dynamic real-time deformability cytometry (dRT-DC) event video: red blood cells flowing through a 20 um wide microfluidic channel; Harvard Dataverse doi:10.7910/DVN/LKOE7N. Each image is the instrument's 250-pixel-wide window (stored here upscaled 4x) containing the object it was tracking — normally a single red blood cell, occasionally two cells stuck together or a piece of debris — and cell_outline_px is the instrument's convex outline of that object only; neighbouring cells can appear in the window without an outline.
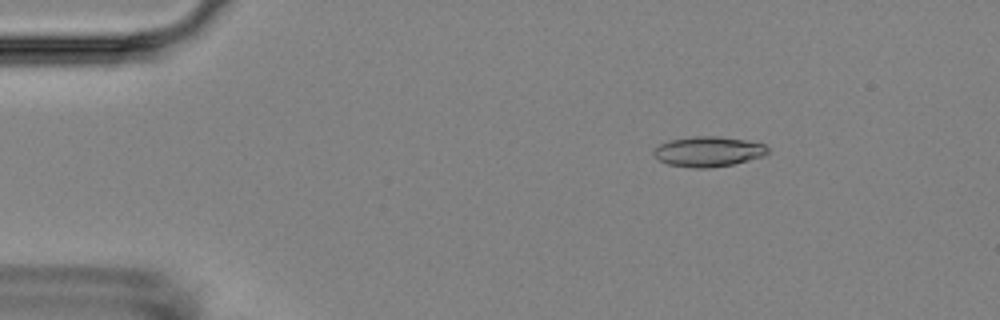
{"species": "Egyptian fruit bat (a non-hibernating species)", "species_latin": "Rousettus aegyptiacus", "temperature_condition": "room temperature", "stored_images_in_passage": 8, "camera_frame_rate_fps": 3000, "um_per_image_px": 0.085, "animal": {"sex": "female"}, "frame": {"image": 1, "passage_image": 3, "time_ms": 2.333, "image_size_px": [1000, 320], "cell_outline_px": [[768, 152], [764, 156], [732, 164], [708, 168], [692, 168], [668, 164], [660, 160], [652, 152], [660, 144], [668, 140], [692, 136], [720, 136], [748, 140], [764, 144], [768, 148]], "centroid_in_image_um": [60.22, 12.87], "position_along_channel_um": 24.8, "area_um2": 20.06}}
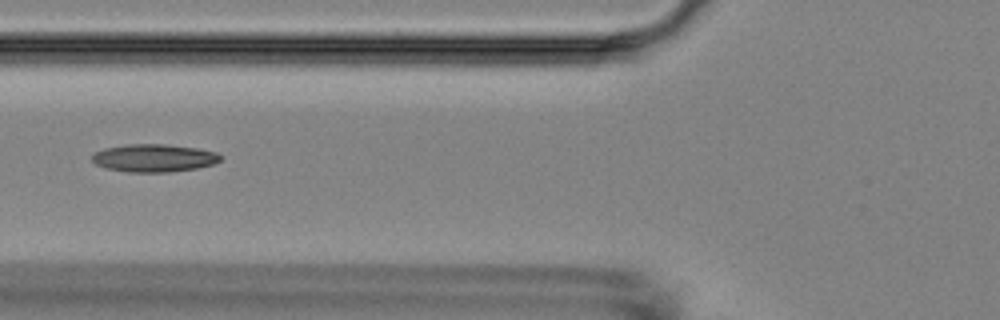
{"frame": {"image": 2, "passage_image": 7, "time_ms": 6.667, "image_size_px": [1000, 320], "cell_outline_px": [[220, 160], [212, 164], [196, 168], [168, 172], [128, 172], [108, 168], [96, 164], [92, 160], [92, 156], [96, 152], [104, 148], [128, 144], [164, 144], [196, 148], [216, 152], [220, 156]], "centroid_in_image_um": [13.07, 13.43], "position_along_channel_um": 112.7, "area_um2": 20.52}}
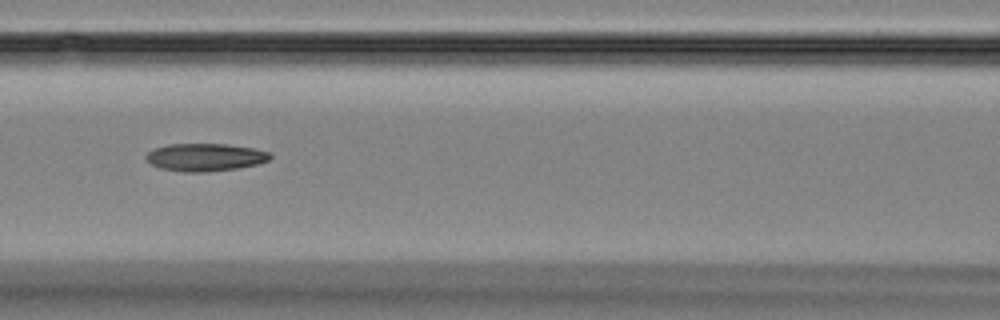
{"frame": {"image": 3, "passage_image": 8, "time_ms": 7.667, "image_size_px": [1000, 320], "cell_outline_px": [[272, 156], [268, 160], [256, 164], [236, 168], [204, 172], [184, 172], [160, 168], [152, 164], [144, 156], [148, 152], [156, 148], [168, 144], [228, 144], [252, 148], [268, 152]], "centroid_in_image_um": [17.42, 13.36], "position_along_channel_um": 149.2, "area_um2": 19.77}}